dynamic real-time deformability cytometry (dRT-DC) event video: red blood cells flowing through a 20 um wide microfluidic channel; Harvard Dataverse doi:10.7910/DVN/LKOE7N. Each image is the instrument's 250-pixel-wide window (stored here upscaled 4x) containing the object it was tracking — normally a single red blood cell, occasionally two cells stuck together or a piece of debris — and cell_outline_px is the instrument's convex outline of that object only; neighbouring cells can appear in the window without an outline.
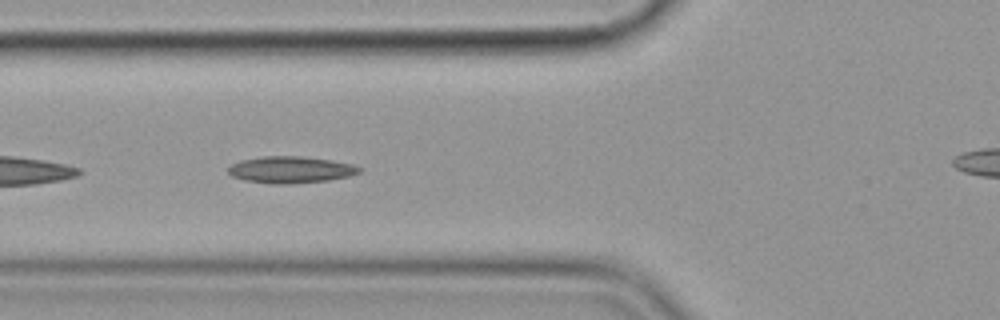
{"species": "common noctule bat (a hibernating species)", "species_latin": "Nyctalus noctula", "temperature_condition": "cold", "stored_images_in_passage": 41, "camera_frame_rate_fps": 3000, "um_per_image_px": 0.085, "animal": {"sex": "female", "body_mass_g": 19.9}, "frame": {"image": 1, "passage_image": 5, "time_ms": 1.333, "image_size_px": [1000, 320], "cell_outline_px": [[364, 168], [360, 172], [348, 176], [328, 180], [288, 184], [272, 184], [244, 180], [232, 176], [228, 172], [228, 168], [232, 164], [240, 160], [264, 156], [300, 156], [332, 160], [352, 164]], "centroid_in_image_um": [24.71, 14.42], "position_along_channel_um": 101.1, "area_um2": 20.4}}
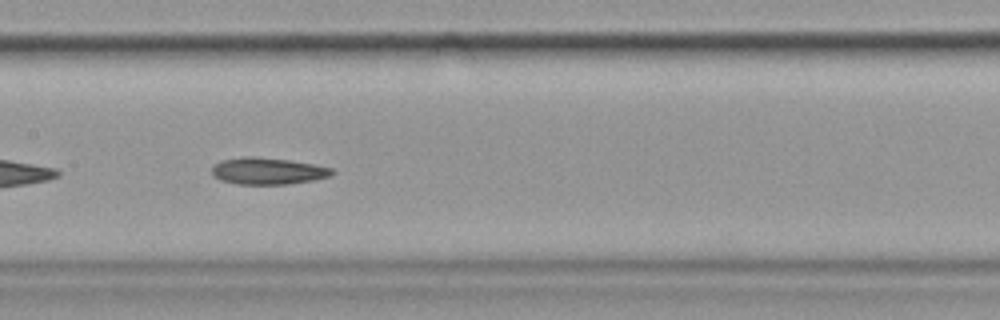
{"frame": {"image": 2, "passage_image": 12, "time_ms": 3.667, "image_size_px": [1000, 320], "cell_outline_px": [[336, 172], [332, 176], [312, 180], [288, 184], [236, 184], [220, 180], [212, 176], [212, 168], [220, 160], [244, 156], [256, 156], [288, 160], [316, 164], [332, 168]], "centroid_in_image_um": [22.77, 14.53], "position_along_channel_um": 184.6, "area_um2": 18.96}}
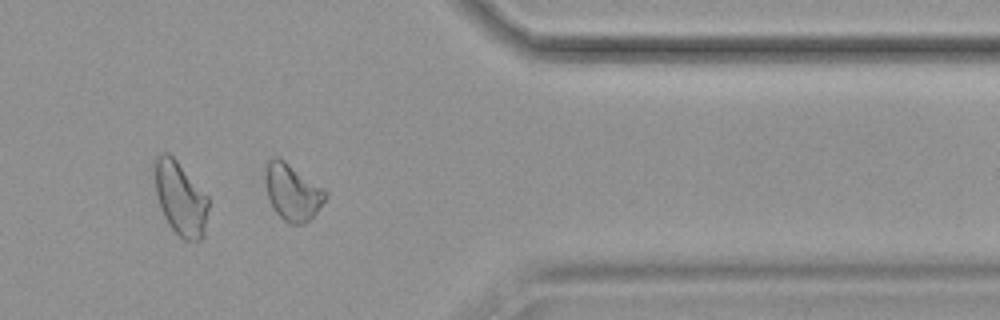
{"frame": {"image": 3, "passage_image": 30, "time_ms": 9.667, "image_size_px": [1000, 320], "cell_outline_px": [[328, 196], [316, 212], [304, 224], [288, 224], [272, 208], [268, 200], [264, 180], [264, 176], [268, 160], [272, 156], [280, 156], [324, 188], [328, 192]], "centroid_in_image_um": [24.83, 16.29], "position_along_channel_um": 386.6, "area_um2": 20.23}}